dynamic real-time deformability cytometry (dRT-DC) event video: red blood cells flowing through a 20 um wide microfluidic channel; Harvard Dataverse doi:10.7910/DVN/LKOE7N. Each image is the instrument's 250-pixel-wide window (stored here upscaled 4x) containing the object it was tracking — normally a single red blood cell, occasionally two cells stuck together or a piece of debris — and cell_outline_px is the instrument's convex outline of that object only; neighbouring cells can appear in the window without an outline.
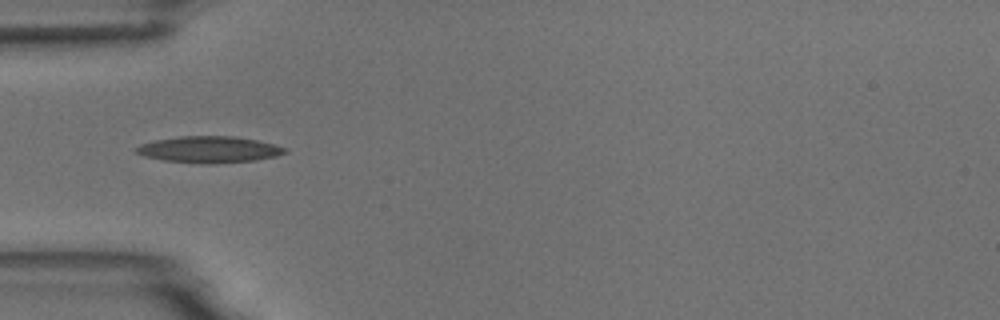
{"species": "common noctule bat (a hibernating species)", "species_latin": "Nyctalus noctula", "temperature_condition": "room temperature", "stored_images_in_passage": 9, "camera_frame_rate_fps": 3000, "um_per_image_px": 0.085, "animal": {"sex": "male", "body_mass_g": 18.8}, "frame": {"image": 1, "passage_image": 3, "time_ms": 3.333, "image_size_px": [1000, 320], "cell_outline_px": [[288, 152], [276, 156], [256, 160], [212, 164], [200, 164], [164, 160], [144, 156], [136, 152], [136, 148], [140, 144], [156, 140], [180, 136], [236, 136], [256, 140], [288, 148]], "centroid_in_image_um": [17.8, 12.71], "position_along_channel_um": 67.2, "area_um2": 22.95}}
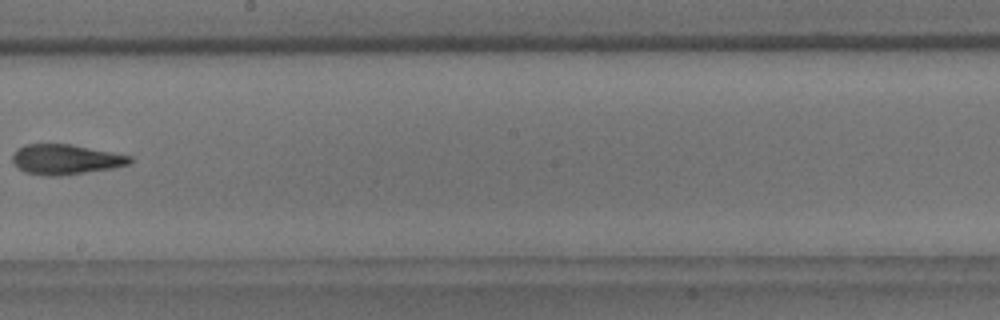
{"frame": {"image": 2, "passage_image": 7, "time_ms": 8.0, "image_size_px": [1000, 320], "cell_outline_px": [[132, 164], [112, 168], [60, 176], [44, 176], [24, 172], [12, 160], [12, 156], [16, 148], [24, 144], [72, 144], [132, 156]], "centroid_in_image_um": [5.58, 13.54], "position_along_channel_um": 242.6, "area_um2": 20.69}}
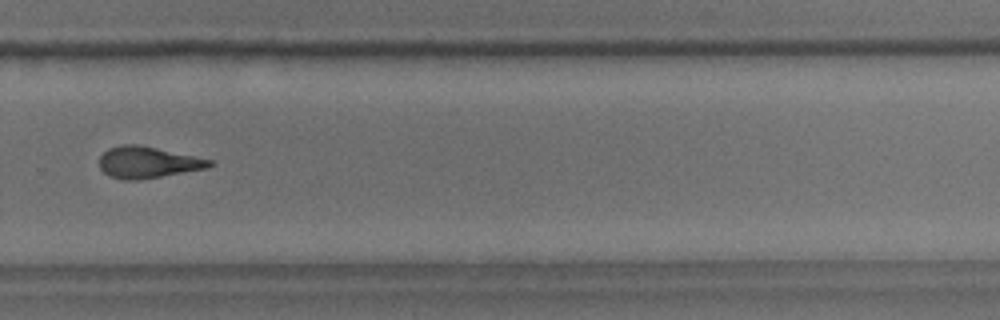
{"frame": {"image": 3, "passage_image": 9, "time_ms": 10.0, "image_size_px": [1000, 320], "cell_outline_px": [[216, 164], [208, 168], [140, 180], [124, 180], [112, 176], [104, 172], [100, 168], [100, 156], [108, 148], [124, 144], [140, 144], [212, 160]], "centroid_in_image_um": [12.58, 13.79], "position_along_channel_um": 317.2, "area_um2": 20.23}}